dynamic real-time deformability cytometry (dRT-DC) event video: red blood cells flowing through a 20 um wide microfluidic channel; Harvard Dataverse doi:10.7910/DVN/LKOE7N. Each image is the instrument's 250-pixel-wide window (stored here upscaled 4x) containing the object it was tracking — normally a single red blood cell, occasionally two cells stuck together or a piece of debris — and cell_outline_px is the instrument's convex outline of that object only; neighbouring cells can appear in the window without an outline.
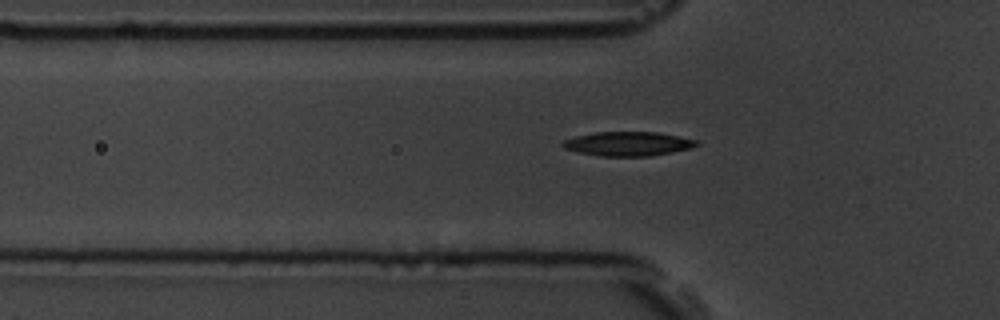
{"species": "common noctule bat (a hibernating species)", "species_latin": "Nyctalus noctula", "temperature_condition": "room temperature", "stored_images_in_passage": 42, "camera_frame_rate_fps": 3000, "um_per_image_px": 0.085, "animal": {"sex": "male", "body_mass_g": 19.5, "forearm_length_mm": 54.6}, "frame": {"image": 1, "passage_image": 7, "time_ms": 2.0, "image_size_px": [1000, 320], "cell_outline_px": [[700, 144], [692, 148], [672, 152], [648, 156], [600, 156], [580, 152], [564, 148], [560, 144], [564, 140], [576, 136], [596, 132], [656, 132], [696, 140]], "centroid_in_image_um": [53.37, 12.22], "position_along_channel_um": 72.4, "area_um2": 18.67}}
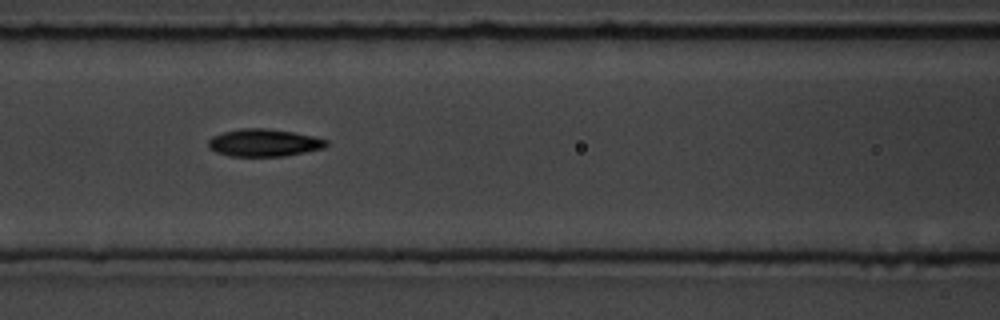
{"frame": {"image": 2, "passage_image": 13, "time_ms": 4.0, "image_size_px": [1000, 320], "cell_outline_px": [[328, 144], [324, 148], [284, 156], [228, 156], [216, 152], [208, 148], [208, 140], [212, 136], [224, 132], [240, 128], [264, 128], [292, 132], [312, 136], [328, 140]], "centroid_in_image_um": [22.4, 12.14], "position_along_channel_um": 144.2, "area_um2": 18.84}}
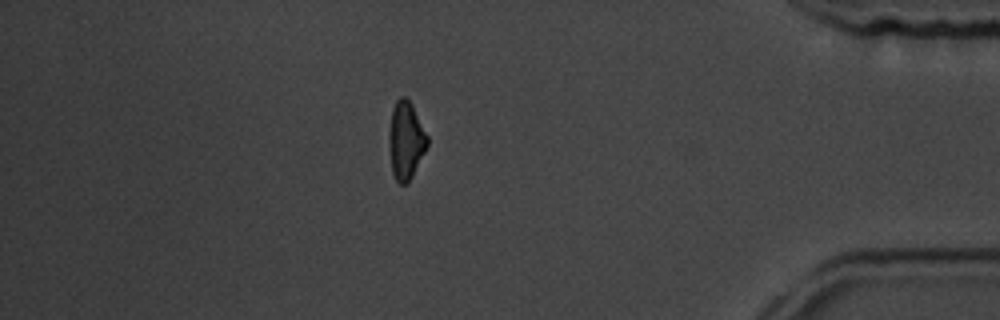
{"frame": {"image": 3, "passage_image": 38, "time_ms": 12.333, "image_size_px": [1000, 320], "cell_outline_px": [[428, 144], [408, 184], [400, 184], [396, 180], [392, 172], [388, 144], [388, 132], [392, 108], [396, 100], [400, 96], [404, 96], [412, 104], [428, 136]], "centroid_in_image_um": [34.47, 11.92], "position_along_channel_um": 400.7, "area_um2": 17.51}}